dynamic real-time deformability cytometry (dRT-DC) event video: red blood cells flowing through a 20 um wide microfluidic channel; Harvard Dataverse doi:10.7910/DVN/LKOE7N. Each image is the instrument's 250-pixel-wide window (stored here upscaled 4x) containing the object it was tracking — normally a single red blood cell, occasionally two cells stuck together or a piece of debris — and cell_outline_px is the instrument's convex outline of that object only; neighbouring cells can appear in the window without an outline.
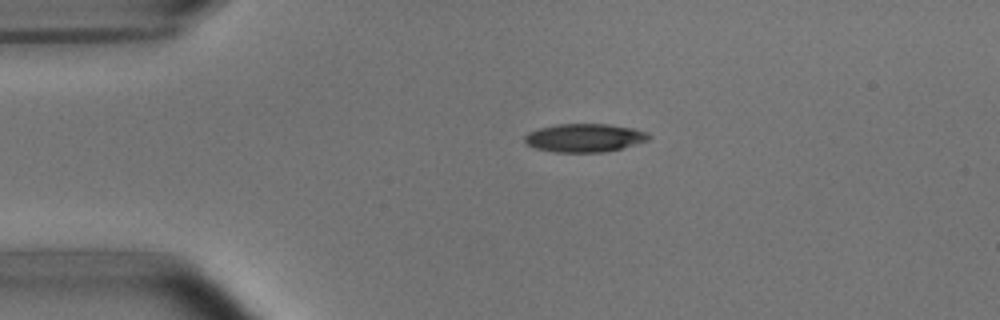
{"species": "common noctule bat (a hibernating species)", "species_latin": "Nyctalus noctula", "temperature_condition": "room temperature", "stored_images_in_passage": 44, "camera_frame_rate_fps": 3000, "um_per_image_px": 0.085, "animal": {"sex": "male", "body_mass_g": 15.6}, "frame": {"image": 1, "passage_image": 2, "time_ms": 0.333, "image_size_px": [1000, 320], "cell_outline_px": [[652, 136], [648, 140], [608, 152], [556, 152], [536, 148], [528, 144], [524, 140], [524, 136], [528, 132], [540, 128], [556, 124], [608, 124], [632, 128], [644, 132]], "centroid_in_image_um": [49.68, 11.71], "position_along_channel_um": 35.3, "area_um2": 20.35}}
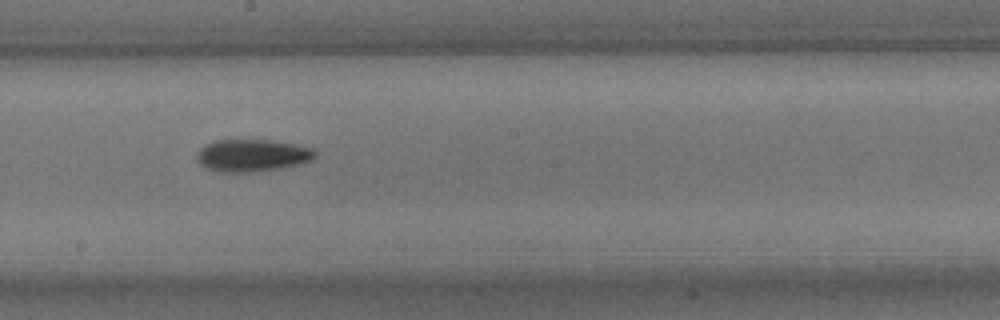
{"frame": {"image": 2, "passage_image": 20, "time_ms": 6.333, "image_size_px": [1000, 320], "cell_outline_px": [[316, 156], [312, 160], [280, 168], [248, 172], [220, 172], [204, 168], [196, 160], [196, 152], [204, 144], [216, 140], [272, 140], [296, 144], [316, 148]], "centroid_in_image_um": [21.41, 13.2], "position_along_channel_um": 226.8, "area_um2": 22.48}}
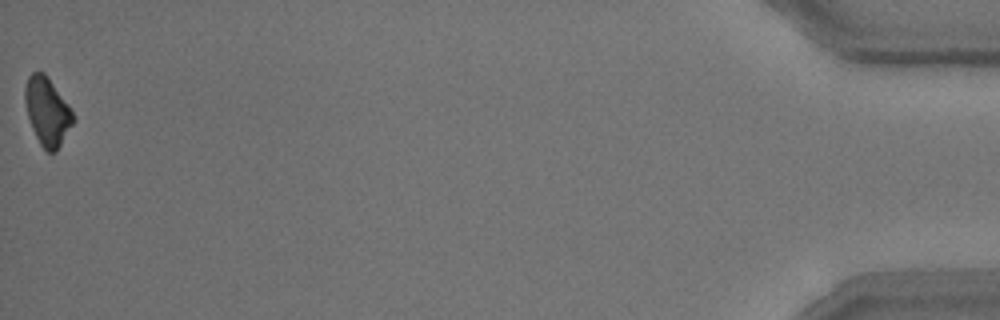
{"frame": {"image": 3, "passage_image": 44, "time_ms": 14.333, "image_size_px": [1000, 320], "cell_outline_px": [[76, 120], [56, 152], [48, 152], [40, 144], [32, 128], [24, 104], [24, 88], [28, 76], [32, 72], [44, 72], [48, 76], [68, 104]], "centroid_in_image_um": [4.01, 9.46], "position_along_channel_um": 431.2, "area_um2": 19.19}, "authors_computed_cell_mechanics": {"area_um2": 20.7502, "velocity_mm_per_s": 3.7537, "shape_relaxation_time_tau1_ms": 2.5892, "shape_relaxation_time_tau2_ms": null, "deformation_change_tau1": 0.1372, "deformation_change_tau2": null}}